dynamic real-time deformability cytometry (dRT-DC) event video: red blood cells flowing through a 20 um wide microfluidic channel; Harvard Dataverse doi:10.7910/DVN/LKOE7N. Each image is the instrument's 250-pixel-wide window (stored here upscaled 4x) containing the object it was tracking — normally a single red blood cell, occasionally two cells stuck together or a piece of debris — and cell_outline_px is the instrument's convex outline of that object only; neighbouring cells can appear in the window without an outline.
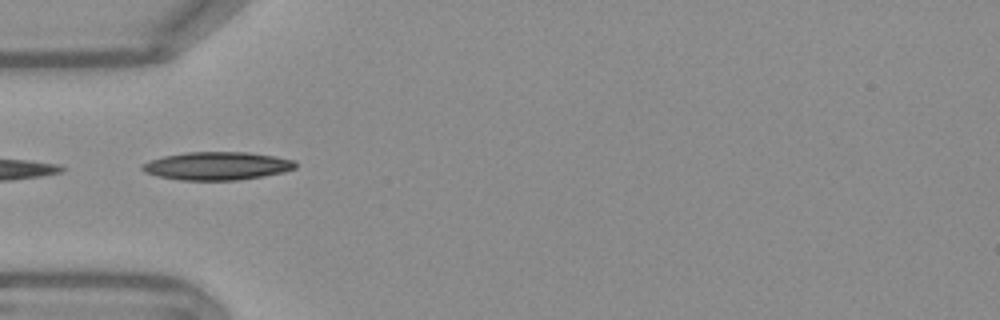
{"species": "Egyptian fruit bat (a non-hibernating species)", "species_latin": "Rousettus aegyptiacus", "temperature_condition": "warm", "stored_images_in_passage": 24, "camera_frame_rate_fps": 3000, "um_per_image_px": 0.085, "frame": {"image": 1, "passage_image": 1, "time_ms": 0.0, "image_size_px": [1000, 320], "cell_outline_px": [[296, 168], [284, 172], [264, 176], [236, 180], [180, 180], [160, 176], [144, 172], [140, 168], [140, 164], [164, 156], [184, 152], [248, 152], [296, 160]], "centroid_in_image_um": [18.46, 14.1], "position_along_channel_um": 66.5, "area_um2": 25.09}}